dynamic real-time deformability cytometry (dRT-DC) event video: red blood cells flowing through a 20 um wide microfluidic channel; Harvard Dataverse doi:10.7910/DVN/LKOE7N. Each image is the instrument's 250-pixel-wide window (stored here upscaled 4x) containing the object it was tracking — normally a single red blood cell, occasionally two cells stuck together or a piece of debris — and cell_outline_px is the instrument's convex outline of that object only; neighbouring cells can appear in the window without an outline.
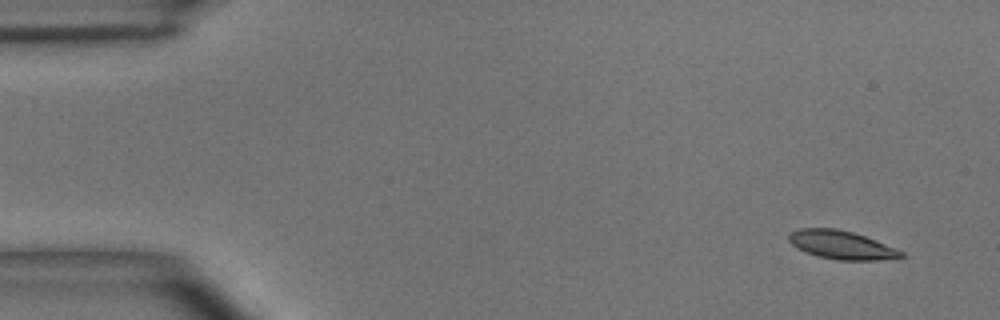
{"species": "common noctule bat (a hibernating species)", "species_latin": "Nyctalus noctula", "temperature_condition": "room temperature", "stored_images_in_passage": 5, "camera_frame_rate_fps": 3000, "um_per_image_px": 0.085, "animal": {"sex": "male", "body_mass_g": 15.6}, "frame": {"image": 1, "passage_image": 1, "time_ms": 0.0, "image_size_px": [1000, 320], "cell_outline_px": [[904, 256], [876, 260], [840, 260], [816, 256], [796, 248], [788, 240], [788, 236], [792, 232], [800, 228], [836, 228], [852, 232], [864, 236], [896, 248], [904, 252]], "centroid_in_image_um": [71.49, 20.82], "position_along_channel_um": 13.5, "area_um2": 18.44}}